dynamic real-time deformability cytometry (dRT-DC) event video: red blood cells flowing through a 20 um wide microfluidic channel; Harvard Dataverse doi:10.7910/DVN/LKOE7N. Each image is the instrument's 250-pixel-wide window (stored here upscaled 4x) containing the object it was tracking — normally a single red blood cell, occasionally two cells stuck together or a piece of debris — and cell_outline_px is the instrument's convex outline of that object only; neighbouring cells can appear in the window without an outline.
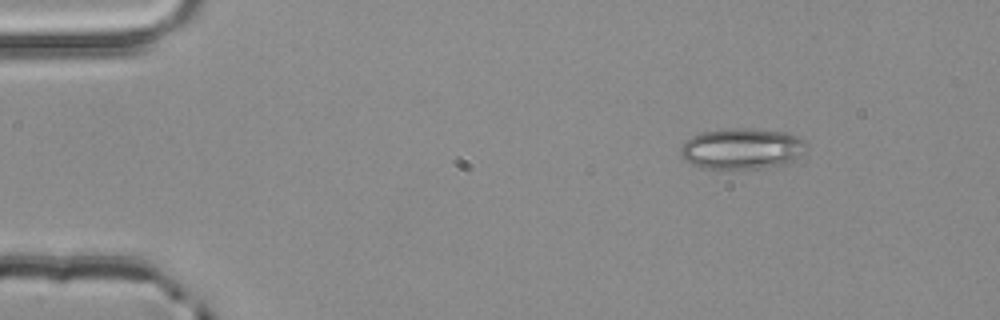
{"species": "common noctule bat (a hibernating species)", "species_latin": "Nyctalus noctula", "temperature_condition": "room temperature", "stored_images_in_passage": 3, "camera_frame_rate_fps": 3000, "um_per_image_px": 0.085, "animal": {"sex": "male", "body_mass_g": 20.4}, "frame": {"image": 1, "passage_image": 1, "time_ms": 0.0, "image_size_px": [1000, 320], "cell_outline_px": [[808, 144], [804, 152], [800, 156], [788, 164], [776, 168], [724, 172], [700, 168], [684, 160], [680, 156], [680, 148], [692, 136], [704, 132], [728, 128], [752, 128], [784, 132], [796, 136], [804, 140]], "centroid_in_image_um": [63.08, 12.71], "position_along_channel_um": 21.9, "area_um2": 31.44}}
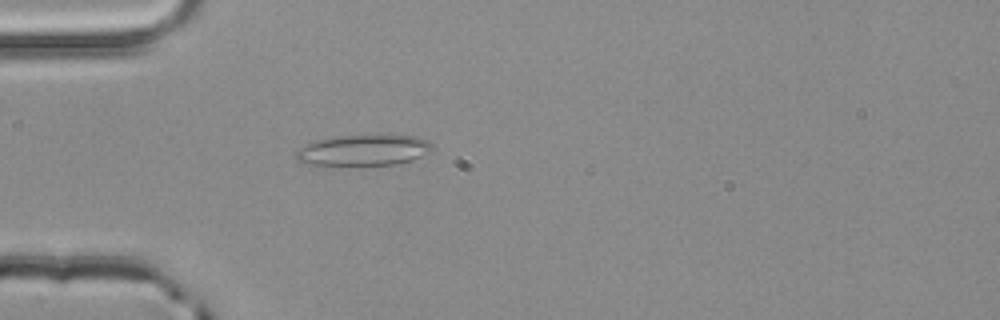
{"frame": {"image": 2, "passage_image": 3, "time_ms": 0.667, "image_size_px": [1000, 320], "cell_outline_px": [[432, 152], [412, 160], [396, 164], [308, 164], [296, 160], [296, 148], [316, 140], [336, 136], [384, 132], [392, 132], [416, 136], [428, 140], [432, 144]], "centroid_in_image_um": [30.98, 12.69], "position_along_channel_um": 54.0, "area_um2": 25.43}}